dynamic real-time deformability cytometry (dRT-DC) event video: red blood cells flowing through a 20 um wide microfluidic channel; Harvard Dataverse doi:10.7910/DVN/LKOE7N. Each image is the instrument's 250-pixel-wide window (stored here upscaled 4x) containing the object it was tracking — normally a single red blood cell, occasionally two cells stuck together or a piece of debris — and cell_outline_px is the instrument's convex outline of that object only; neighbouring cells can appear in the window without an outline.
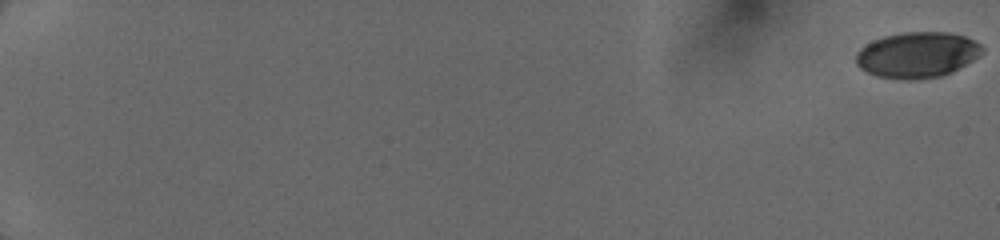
{"species": "human", "species_latin": "Homo sapiens", "temperature_condition": "cold", "stored_images_in_passage": 22, "camera_frame_rate_fps": 3000, "um_per_image_px": 0.085, "donor": {"sex": "female"}, "frame": {"image": 1, "passage_image": 1, "time_ms": 0.0, "image_size_px": [1000, 240], "cell_outline_px": [[984, 52], [972, 60], [952, 72], [940, 76], [912, 80], [904, 80], [876, 76], [860, 68], [856, 64], [856, 52], [860, 48], [872, 40], [884, 36], [904, 32], [948, 32], [964, 36], [980, 44], [984, 48]], "centroid_in_image_um": [77.94, 4.66], "position_along_channel_um": 7.1, "area_um2": 33.7}}
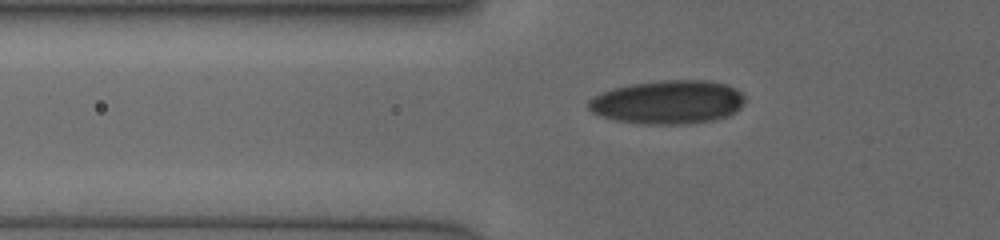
{"frame": {"image": 2, "passage_image": 19, "time_ms": 7.0, "image_size_px": [1000, 240], "cell_outline_px": [[744, 100], [740, 108], [736, 112], [728, 116], [712, 120], [688, 124], [640, 124], [616, 120], [600, 116], [592, 112], [588, 108], [588, 100], [604, 92], [616, 88], [632, 84], [660, 80], [708, 80], [724, 84], [740, 92], [744, 96]], "centroid_in_image_um": [56.78, 8.69], "position_along_channel_um": 69.0, "area_um2": 39.59}}
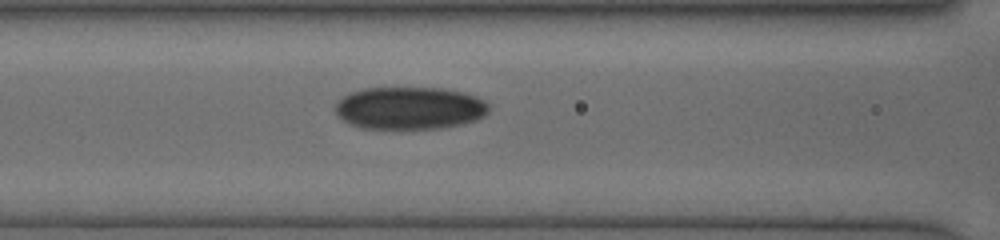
{"frame": {"image": 3, "passage_image": 22, "time_ms": 8.667, "image_size_px": [1000, 240], "cell_outline_px": [[492, 104], [488, 112], [484, 116], [476, 120], [460, 124], [440, 128], [364, 128], [352, 124], [344, 120], [336, 112], [336, 104], [344, 96], [352, 92], [364, 88], [444, 88], [464, 92], [476, 96]], "centroid_in_image_um": [34.89, 9.17], "position_along_channel_um": 131.7, "area_um2": 37.92}}